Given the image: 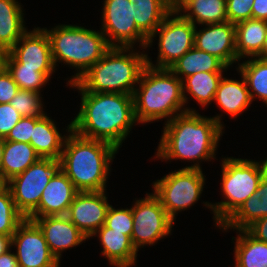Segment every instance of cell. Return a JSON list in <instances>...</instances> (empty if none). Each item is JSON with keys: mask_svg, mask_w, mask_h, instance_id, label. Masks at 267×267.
I'll use <instances>...</instances> for the list:
<instances>
[{"mask_svg": "<svg viewBox=\"0 0 267 267\" xmlns=\"http://www.w3.org/2000/svg\"><path fill=\"white\" fill-rule=\"evenodd\" d=\"M267 216V171L262 176L256 192L219 227L225 232L228 229L245 230L254 221Z\"/></svg>", "mask_w": 267, "mask_h": 267, "instance_id": "cell-20", "label": "cell"}, {"mask_svg": "<svg viewBox=\"0 0 267 267\" xmlns=\"http://www.w3.org/2000/svg\"><path fill=\"white\" fill-rule=\"evenodd\" d=\"M104 191L77 192L66 216L88 238L106 221L110 207Z\"/></svg>", "mask_w": 267, "mask_h": 267, "instance_id": "cell-14", "label": "cell"}, {"mask_svg": "<svg viewBox=\"0 0 267 267\" xmlns=\"http://www.w3.org/2000/svg\"><path fill=\"white\" fill-rule=\"evenodd\" d=\"M226 0H189L178 12L193 25L228 21ZM183 13V14H182Z\"/></svg>", "mask_w": 267, "mask_h": 267, "instance_id": "cell-27", "label": "cell"}, {"mask_svg": "<svg viewBox=\"0 0 267 267\" xmlns=\"http://www.w3.org/2000/svg\"><path fill=\"white\" fill-rule=\"evenodd\" d=\"M245 230L255 239L267 243V216L254 221Z\"/></svg>", "mask_w": 267, "mask_h": 267, "instance_id": "cell-40", "label": "cell"}, {"mask_svg": "<svg viewBox=\"0 0 267 267\" xmlns=\"http://www.w3.org/2000/svg\"><path fill=\"white\" fill-rule=\"evenodd\" d=\"M194 33L195 25L186 20L179 12L171 11L148 39L146 49L152 47L153 38L159 36V50L156 64L147 54V65L159 69H169L194 47Z\"/></svg>", "mask_w": 267, "mask_h": 267, "instance_id": "cell-9", "label": "cell"}, {"mask_svg": "<svg viewBox=\"0 0 267 267\" xmlns=\"http://www.w3.org/2000/svg\"><path fill=\"white\" fill-rule=\"evenodd\" d=\"M195 26L194 47L219 58L228 68L239 63L236 53L235 24L229 21Z\"/></svg>", "mask_w": 267, "mask_h": 267, "instance_id": "cell-16", "label": "cell"}, {"mask_svg": "<svg viewBox=\"0 0 267 267\" xmlns=\"http://www.w3.org/2000/svg\"><path fill=\"white\" fill-rule=\"evenodd\" d=\"M136 8V25L149 39L171 12L166 0H130Z\"/></svg>", "mask_w": 267, "mask_h": 267, "instance_id": "cell-30", "label": "cell"}, {"mask_svg": "<svg viewBox=\"0 0 267 267\" xmlns=\"http://www.w3.org/2000/svg\"><path fill=\"white\" fill-rule=\"evenodd\" d=\"M41 93L19 89L10 104L22 117H42L45 112Z\"/></svg>", "mask_w": 267, "mask_h": 267, "instance_id": "cell-34", "label": "cell"}, {"mask_svg": "<svg viewBox=\"0 0 267 267\" xmlns=\"http://www.w3.org/2000/svg\"><path fill=\"white\" fill-rule=\"evenodd\" d=\"M132 217L131 240L137 251L145 245L157 244L158 240L171 235L175 223L154 193H146L145 198L134 201Z\"/></svg>", "mask_w": 267, "mask_h": 267, "instance_id": "cell-11", "label": "cell"}, {"mask_svg": "<svg viewBox=\"0 0 267 267\" xmlns=\"http://www.w3.org/2000/svg\"><path fill=\"white\" fill-rule=\"evenodd\" d=\"M234 267H267V243L259 241L246 230H237Z\"/></svg>", "mask_w": 267, "mask_h": 267, "instance_id": "cell-29", "label": "cell"}, {"mask_svg": "<svg viewBox=\"0 0 267 267\" xmlns=\"http://www.w3.org/2000/svg\"><path fill=\"white\" fill-rule=\"evenodd\" d=\"M8 53L23 68L36 69L38 72H55L49 37L43 28L35 27L26 31Z\"/></svg>", "mask_w": 267, "mask_h": 267, "instance_id": "cell-15", "label": "cell"}, {"mask_svg": "<svg viewBox=\"0 0 267 267\" xmlns=\"http://www.w3.org/2000/svg\"><path fill=\"white\" fill-rule=\"evenodd\" d=\"M43 29L49 37L55 68L63 62L77 70L67 84L75 82L111 48L101 30L71 24Z\"/></svg>", "mask_w": 267, "mask_h": 267, "instance_id": "cell-6", "label": "cell"}, {"mask_svg": "<svg viewBox=\"0 0 267 267\" xmlns=\"http://www.w3.org/2000/svg\"><path fill=\"white\" fill-rule=\"evenodd\" d=\"M11 252V250H8L0 256V267H19L16 254Z\"/></svg>", "mask_w": 267, "mask_h": 267, "instance_id": "cell-42", "label": "cell"}, {"mask_svg": "<svg viewBox=\"0 0 267 267\" xmlns=\"http://www.w3.org/2000/svg\"><path fill=\"white\" fill-rule=\"evenodd\" d=\"M4 67L11 74L19 89L41 93V88L49 83L53 72H38L36 69L23 68L8 52L4 59Z\"/></svg>", "mask_w": 267, "mask_h": 267, "instance_id": "cell-32", "label": "cell"}, {"mask_svg": "<svg viewBox=\"0 0 267 267\" xmlns=\"http://www.w3.org/2000/svg\"><path fill=\"white\" fill-rule=\"evenodd\" d=\"M267 34V21L250 18L235 24L236 53L242 58L257 57Z\"/></svg>", "mask_w": 267, "mask_h": 267, "instance_id": "cell-23", "label": "cell"}, {"mask_svg": "<svg viewBox=\"0 0 267 267\" xmlns=\"http://www.w3.org/2000/svg\"><path fill=\"white\" fill-rule=\"evenodd\" d=\"M139 85V88H138ZM137 123L147 124L159 119L169 122L185 112H196L185 106L182 80L170 69L146 66L133 93ZM186 107V108H185Z\"/></svg>", "mask_w": 267, "mask_h": 267, "instance_id": "cell-4", "label": "cell"}, {"mask_svg": "<svg viewBox=\"0 0 267 267\" xmlns=\"http://www.w3.org/2000/svg\"><path fill=\"white\" fill-rule=\"evenodd\" d=\"M24 219L15 207L10 189L5 186L0 191V234L12 237Z\"/></svg>", "mask_w": 267, "mask_h": 267, "instance_id": "cell-33", "label": "cell"}, {"mask_svg": "<svg viewBox=\"0 0 267 267\" xmlns=\"http://www.w3.org/2000/svg\"><path fill=\"white\" fill-rule=\"evenodd\" d=\"M222 164L221 193L224 201L204 203L213 213L218 228L257 190L267 171V158L261 161L224 157Z\"/></svg>", "mask_w": 267, "mask_h": 267, "instance_id": "cell-7", "label": "cell"}, {"mask_svg": "<svg viewBox=\"0 0 267 267\" xmlns=\"http://www.w3.org/2000/svg\"><path fill=\"white\" fill-rule=\"evenodd\" d=\"M252 18L267 21V0H254Z\"/></svg>", "mask_w": 267, "mask_h": 267, "instance_id": "cell-41", "label": "cell"}, {"mask_svg": "<svg viewBox=\"0 0 267 267\" xmlns=\"http://www.w3.org/2000/svg\"><path fill=\"white\" fill-rule=\"evenodd\" d=\"M169 69L183 80L198 72H225L229 68L216 56L193 47Z\"/></svg>", "mask_w": 267, "mask_h": 267, "instance_id": "cell-26", "label": "cell"}, {"mask_svg": "<svg viewBox=\"0 0 267 267\" xmlns=\"http://www.w3.org/2000/svg\"><path fill=\"white\" fill-rule=\"evenodd\" d=\"M68 133L62 135L51 117L45 113L35 117L30 144L41 158L60 159Z\"/></svg>", "mask_w": 267, "mask_h": 267, "instance_id": "cell-21", "label": "cell"}, {"mask_svg": "<svg viewBox=\"0 0 267 267\" xmlns=\"http://www.w3.org/2000/svg\"><path fill=\"white\" fill-rule=\"evenodd\" d=\"M3 150H4V138H0V166L3 159Z\"/></svg>", "mask_w": 267, "mask_h": 267, "instance_id": "cell-47", "label": "cell"}, {"mask_svg": "<svg viewBox=\"0 0 267 267\" xmlns=\"http://www.w3.org/2000/svg\"><path fill=\"white\" fill-rule=\"evenodd\" d=\"M189 0H174L171 4V11L178 12Z\"/></svg>", "mask_w": 267, "mask_h": 267, "instance_id": "cell-44", "label": "cell"}, {"mask_svg": "<svg viewBox=\"0 0 267 267\" xmlns=\"http://www.w3.org/2000/svg\"><path fill=\"white\" fill-rule=\"evenodd\" d=\"M42 230L50 252L60 262L62 252L82 244L88 238L66 215L27 218Z\"/></svg>", "mask_w": 267, "mask_h": 267, "instance_id": "cell-17", "label": "cell"}, {"mask_svg": "<svg viewBox=\"0 0 267 267\" xmlns=\"http://www.w3.org/2000/svg\"><path fill=\"white\" fill-rule=\"evenodd\" d=\"M6 51H4L0 47V70L4 67V59H5Z\"/></svg>", "mask_w": 267, "mask_h": 267, "instance_id": "cell-46", "label": "cell"}, {"mask_svg": "<svg viewBox=\"0 0 267 267\" xmlns=\"http://www.w3.org/2000/svg\"><path fill=\"white\" fill-rule=\"evenodd\" d=\"M19 87L5 67L0 70V104L10 103Z\"/></svg>", "mask_w": 267, "mask_h": 267, "instance_id": "cell-39", "label": "cell"}, {"mask_svg": "<svg viewBox=\"0 0 267 267\" xmlns=\"http://www.w3.org/2000/svg\"><path fill=\"white\" fill-rule=\"evenodd\" d=\"M101 31L111 47H134L138 42L146 49L148 38L136 25V8L130 0H105Z\"/></svg>", "mask_w": 267, "mask_h": 267, "instance_id": "cell-12", "label": "cell"}, {"mask_svg": "<svg viewBox=\"0 0 267 267\" xmlns=\"http://www.w3.org/2000/svg\"><path fill=\"white\" fill-rule=\"evenodd\" d=\"M77 190L61 170L43 190L37 209L28 218L66 215Z\"/></svg>", "mask_w": 267, "mask_h": 267, "instance_id": "cell-18", "label": "cell"}, {"mask_svg": "<svg viewBox=\"0 0 267 267\" xmlns=\"http://www.w3.org/2000/svg\"><path fill=\"white\" fill-rule=\"evenodd\" d=\"M21 118L20 113L10 103L0 104V138H5Z\"/></svg>", "mask_w": 267, "mask_h": 267, "instance_id": "cell-38", "label": "cell"}, {"mask_svg": "<svg viewBox=\"0 0 267 267\" xmlns=\"http://www.w3.org/2000/svg\"><path fill=\"white\" fill-rule=\"evenodd\" d=\"M40 158L31 144L4 140L3 159L0 166L1 179L7 183Z\"/></svg>", "mask_w": 267, "mask_h": 267, "instance_id": "cell-24", "label": "cell"}, {"mask_svg": "<svg viewBox=\"0 0 267 267\" xmlns=\"http://www.w3.org/2000/svg\"><path fill=\"white\" fill-rule=\"evenodd\" d=\"M236 69L244 77L252 101L258 97L267 107V60L250 57Z\"/></svg>", "mask_w": 267, "mask_h": 267, "instance_id": "cell-31", "label": "cell"}, {"mask_svg": "<svg viewBox=\"0 0 267 267\" xmlns=\"http://www.w3.org/2000/svg\"><path fill=\"white\" fill-rule=\"evenodd\" d=\"M61 170L60 159L40 158L6 183L12 193L17 211L24 218H28L37 209L49 180Z\"/></svg>", "mask_w": 267, "mask_h": 267, "instance_id": "cell-10", "label": "cell"}, {"mask_svg": "<svg viewBox=\"0 0 267 267\" xmlns=\"http://www.w3.org/2000/svg\"><path fill=\"white\" fill-rule=\"evenodd\" d=\"M254 0H226L227 16L230 23L252 18V6Z\"/></svg>", "mask_w": 267, "mask_h": 267, "instance_id": "cell-36", "label": "cell"}, {"mask_svg": "<svg viewBox=\"0 0 267 267\" xmlns=\"http://www.w3.org/2000/svg\"><path fill=\"white\" fill-rule=\"evenodd\" d=\"M105 225L131 238L133 229L132 207L115 209V207L110 205L107 211Z\"/></svg>", "mask_w": 267, "mask_h": 267, "instance_id": "cell-35", "label": "cell"}, {"mask_svg": "<svg viewBox=\"0 0 267 267\" xmlns=\"http://www.w3.org/2000/svg\"><path fill=\"white\" fill-rule=\"evenodd\" d=\"M6 186V183L0 177V191Z\"/></svg>", "mask_w": 267, "mask_h": 267, "instance_id": "cell-48", "label": "cell"}, {"mask_svg": "<svg viewBox=\"0 0 267 267\" xmlns=\"http://www.w3.org/2000/svg\"><path fill=\"white\" fill-rule=\"evenodd\" d=\"M133 47H111L75 82L67 84L78 92L123 93L133 95L147 66L145 51ZM136 84V85H135Z\"/></svg>", "mask_w": 267, "mask_h": 267, "instance_id": "cell-5", "label": "cell"}, {"mask_svg": "<svg viewBox=\"0 0 267 267\" xmlns=\"http://www.w3.org/2000/svg\"><path fill=\"white\" fill-rule=\"evenodd\" d=\"M81 105L72 122L78 135L110 143L118 150L137 123L133 95L79 92Z\"/></svg>", "mask_w": 267, "mask_h": 267, "instance_id": "cell-2", "label": "cell"}, {"mask_svg": "<svg viewBox=\"0 0 267 267\" xmlns=\"http://www.w3.org/2000/svg\"><path fill=\"white\" fill-rule=\"evenodd\" d=\"M205 175L200 169L181 168L153 182V193L159 198L169 217L191 208L200 199Z\"/></svg>", "mask_w": 267, "mask_h": 267, "instance_id": "cell-8", "label": "cell"}, {"mask_svg": "<svg viewBox=\"0 0 267 267\" xmlns=\"http://www.w3.org/2000/svg\"><path fill=\"white\" fill-rule=\"evenodd\" d=\"M16 0H0V47L8 52L28 30L23 6Z\"/></svg>", "mask_w": 267, "mask_h": 267, "instance_id": "cell-25", "label": "cell"}, {"mask_svg": "<svg viewBox=\"0 0 267 267\" xmlns=\"http://www.w3.org/2000/svg\"><path fill=\"white\" fill-rule=\"evenodd\" d=\"M19 267H60L50 252L44 234L32 220L25 218L12 236Z\"/></svg>", "mask_w": 267, "mask_h": 267, "instance_id": "cell-13", "label": "cell"}, {"mask_svg": "<svg viewBox=\"0 0 267 267\" xmlns=\"http://www.w3.org/2000/svg\"><path fill=\"white\" fill-rule=\"evenodd\" d=\"M169 4H171L174 0H166Z\"/></svg>", "mask_w": 267, "mask_h": 267, "instance_id": "cell-49", "label": "cell"}, {"mask_svg": "<svg viewBox=\"0 0 267 267\" xmlns=\"http://www.w3.org/2000/svg\"><path fill=\"white\" fill-rule=\"evenodd\" d=\"M12 237L0 234V256L12 249Z\"/></svg>", "mask_w": 267, "mask_h": 267, "instance_id": "cell-43", "label": "cell"}, {"mask_svg": "<svg viewBox=\"0 0 267 267\" xmlns=\"http://www.w3.org/2000/svg\"><path fill=\"white\" fill-rule=\"evenodd\" d=\"M257 58L262 59V60H267V34H266V39L263 44V49L261 53L257 56Z\"/></svg>", "mask_w": 267, "mask_h": 267, "instance_id": "cell-45", "label": "cell"}, {"mask_svg": "<svg viewBox=\"0 0 267 267\" xmlns=\"http://www.w3.org/2000/svg\"><path fill=\"white\" fill-rule=\"evenodd\" d=\"M66 127L68 136L60 158L62 171L78 192L106 190L110 164L118 149L108 142L78 135L72 130V122Z\"/></svg>", "mask_w": 267, "mask_h": 267, "instance_id": "cell-3", "label": "cell"}, {"mask_svg": "<svg viewBox=\"0 0 267 267\" xmlns=\"http://www.w3.org/2000/svg\"><path fill=\"white\" fill-rule=\"evenodd\" d=\"M35 125V117H22L4 138L6 141L25 142L30 139Z\"/></svg>", "mask_w": 267, "mask_h": 267, "instance_id": "cell-37", "label": "cell"}, {"mask_svg": "<svg viewBox=\"0 0 267 267\" xmlns=\"http://www.w3.org/2000/svg\"><path fill=\"white\" fill-rule=\"evenodd\" d=\"M222 114L206 117L196 112H185L165 122L156 159L162 161H193L191 166L202 170V161H212L218 148L220 137L224 133Z\"/></svg>", "mask_w": 267, "mask_h": 267, "instance_id": "cell-1", "label": "cell"}, {"mask_svg": "<svg viewBox=\"0 0 267 267\" xmlns=\"http://www.w3.org/2000/svg\"><path fill=\"white\" fill-rule=\"evenodd\" d=\"M98 237L102 245L101 254L115 267H131L136 265L138 251L129 236L114 231L105 224L92 237Z\"/></svg>", "mask_w": 267, "mask_h": 267, "instance_id": "cell-19", "label": "cell"}, {"mask_svg": "<svg viewBox=\"0 0 267 267\" xmlns=\"http://www.w3.org/2000/svg\"><path fill=\"white\" fill-rule=\"evenodd\" d=\"M222 77L223 72H198L185 77L182 80L185 106L189 101L188 95H191V98L193 97L202 107L212 104Z\"/></svg>", "mask_w": 267, "mask_h": 267, "instance_id": "cell-28", "label": "cell"}, {"mask_svg": "<svg viewBox=\"0 0 267 267\" xmlns=\"http://www.w3.org/2000/svg\"><path fill=\"white\" fill-rule=\"evenodd\" d=\"M242 80L222 77L216 90L214 102L231 118H237L252 103L244 77Z\"/></svg>", "mask_w": 267, "mask_h": 267, "instance_id": "cell-22", "label": "cell"}]
</instances>
